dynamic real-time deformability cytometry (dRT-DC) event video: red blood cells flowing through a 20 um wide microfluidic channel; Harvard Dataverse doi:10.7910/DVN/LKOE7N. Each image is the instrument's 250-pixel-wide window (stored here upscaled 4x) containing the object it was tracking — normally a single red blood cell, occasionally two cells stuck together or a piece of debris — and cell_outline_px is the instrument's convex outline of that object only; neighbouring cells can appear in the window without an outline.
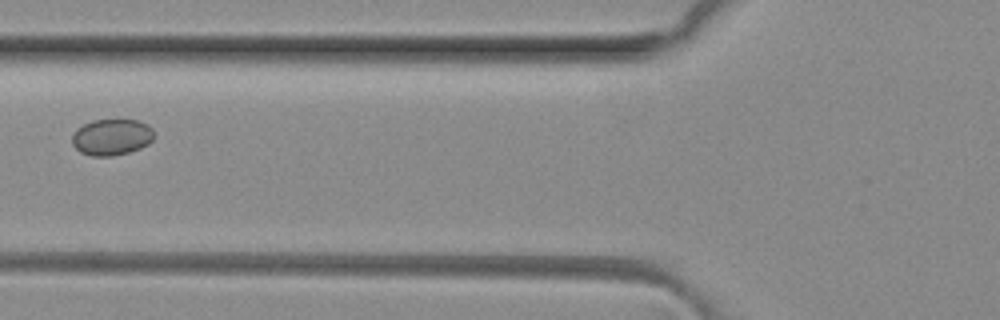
{"species": "common noctule bat (a hibernating species)", "species_latin": "Nyctalus noctula", "temperature_condition": "room temperature", "stored_images_in_passage": 4, "camera_frame_rate_fps": 3000, "um_per_image_px": 0.085, "animal": {"sex": "female", "body_mass_g": 29.2, "forearm_length_mm": 56.3}, "frame": {"image": 1, "passage_image": 3, "time_ms": 0.667, "image_size_px": [1000, 320], "cell_outline_px": [[152, 140], [148, 144], [140, 148], [128, 152], [112, 156], [92, 156], [80, 152], [72, 144], [72, 136], [76, 128], [92, 120], [140, 120], [148, 124], [152, 128]], "centroid_in_image_um": [9.47, 11.65], "position_along_channel_um": 116.3, "area_um2": 17.34}}
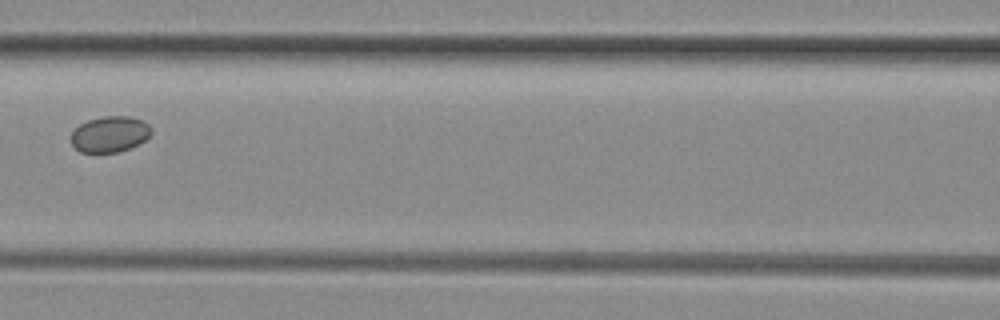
{"frame": {"image": 2, "passage_image": 4, "time_ms": 1.0, "image_size_px": [1000, 320], "cell_outline_px": [[152, 132], [140, 144], [116, 152], [80, 152], [72, 144], [72, 132], [80, 124], [88, 120], [104, 116], [128, 116], [144, 120], [152, 128]], "centroid_in_image_um": [9.36, 11.39], "position_along_channel_um": 157.2, "area_um2": 16.7}}